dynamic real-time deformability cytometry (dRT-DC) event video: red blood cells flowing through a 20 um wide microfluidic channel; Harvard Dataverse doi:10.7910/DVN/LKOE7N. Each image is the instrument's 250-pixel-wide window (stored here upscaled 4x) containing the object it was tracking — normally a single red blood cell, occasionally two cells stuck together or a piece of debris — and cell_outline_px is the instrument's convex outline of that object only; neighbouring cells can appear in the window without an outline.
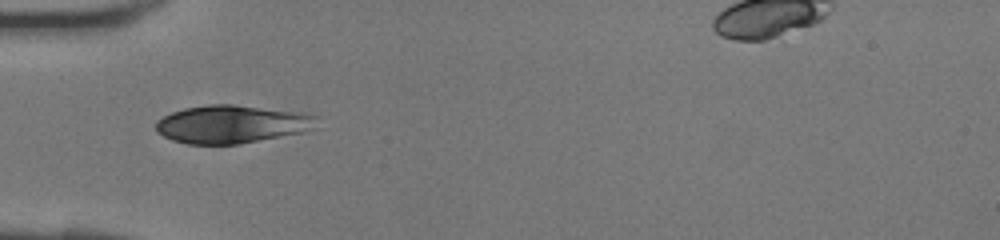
{"species": "human", "species_latin": "Homo sapiens", "temperature_condition": "room temperature", "stored_images_in_passage": 30, "segment_of_instrument_passage": [1, 2], "camera_frame_rate_fps": 3000, "um_per_image_px": 0.085, "donor": {"sex": "female"}, "frame": {"image": 1, "passage_image": 1, "time_ms": 0.0, "image_size_px": [1000, 240], "cell_outline_px": [[316, 128], [304, 132], [240, 144], [188, 144], [172, 140], [156, 132], [156, 120], [172, 112], [184, 108], [208, 104], [232, 104], [304, 112], [316, 116]], "centroid_in_image_um": [19.71, 10.55], "position_along_channel_um": 65.3, "area_um2": 35.89}}
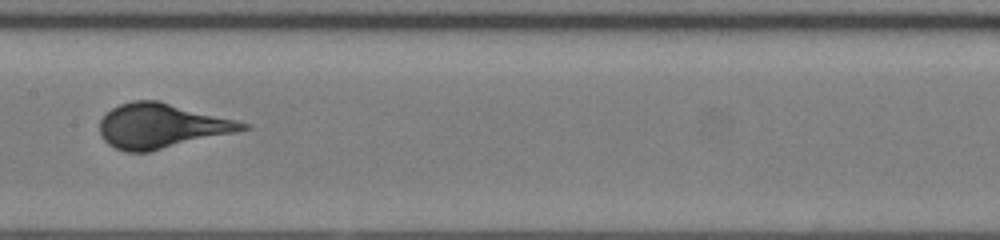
{"frame": {"image": 2, "passage_image": 9, "time_ms": 2.667, "image_size_px": [1000, 240], "cell_outline_px": [[252, 128], [148, 152], [128, 152], [116, 148], [108, 144], [100, 136], [100, 120], [112, 108], [120, 104], [132, 100], [160, 100], [252, 124]], "centroid_in_image_um": [13.73, 10.69], "position_along_channel_um": 193.7, "area_um2": 37.17}}
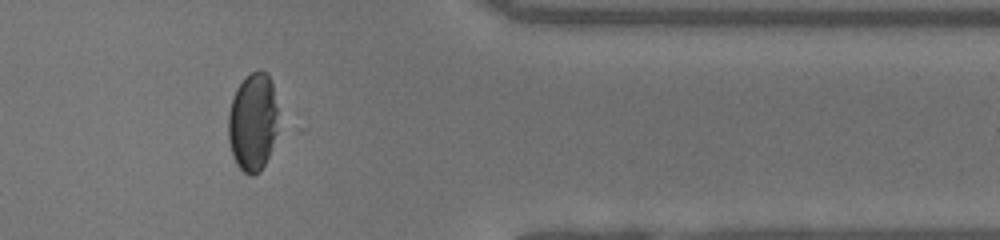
{"frame": {"image": 3, "passage_image": 22, "time_ms": 7.0, "image_size_px": [1000, 240], "cell_outline_px": [[276, 132], [268, 156], [260, 172], [252, 176], [248, 176], [236, 164], [228, 140], [228, 112], [236, 88], [252, 72], [260, 68], [268, 72], [272, 80], [276, 108]], "centroid_in_image_um": [21.47, 10.36], "position_along_channel_um": 389.9, "area_um2": 28.44}}